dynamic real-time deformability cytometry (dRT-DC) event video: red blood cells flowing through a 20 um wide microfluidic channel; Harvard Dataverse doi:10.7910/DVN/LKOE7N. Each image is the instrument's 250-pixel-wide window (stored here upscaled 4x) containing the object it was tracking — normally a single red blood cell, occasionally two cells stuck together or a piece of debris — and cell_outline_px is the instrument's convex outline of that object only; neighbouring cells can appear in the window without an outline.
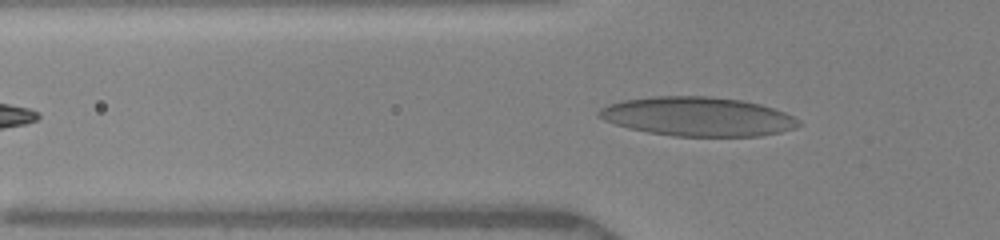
{"species": "human", "species_latin": "Homo sapiens", "temperature_condition": "warm", "stored_images_in_passage": 21, "camera_frame_rate_fps": 3000, "um_per_image_px": 0.085, "donor": {"sex": "female"}, "frame": {"image": 1, "passage_image": 5, "time_ms": 1.667, "image_size_px": [1000, 240], "cell_outline_px": [[804, 124], [796, 128], [780, 132], [760, 136], [676, 136], [648, 132], [628, 128], [604, 120], [596, 116], [596, 112], [600, 108], [608, 104], [624, 100], [652, 96], [712, 96], [740, 100], [760, 104], [784, 112], [800, 120]], "centroid_in_image_um": [59.31, 9.9], "position_along_channel_um": 66.5, "area_um2": 45.66}}
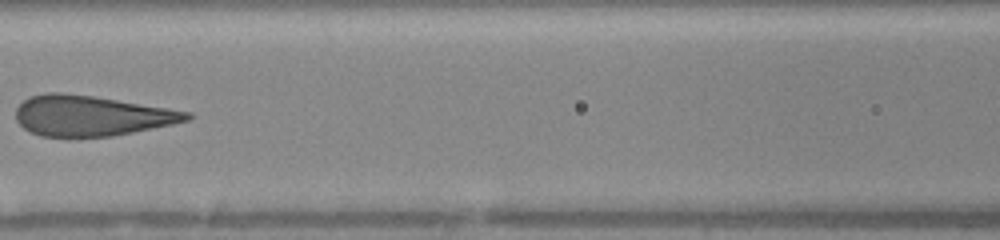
{"frame": {"image": 2, "passage_image": 8, "time_ms": 4.0, "image_size_px": [1000, 240], "cell_outline_px": [[192, 116], [188, 120], [172, 124], [112, 136], [72, 140], [68, 140], [40, 136], [24, 128], [16, 120], [16, 108], [28, 96], [48, 92], [64, 92], [92, 96], [168, 108], [192, 112]], "centroid_in_image_um": [7.69, 9.87], "position_along_channel_um": 158.9, "area_um2": 40.98}}
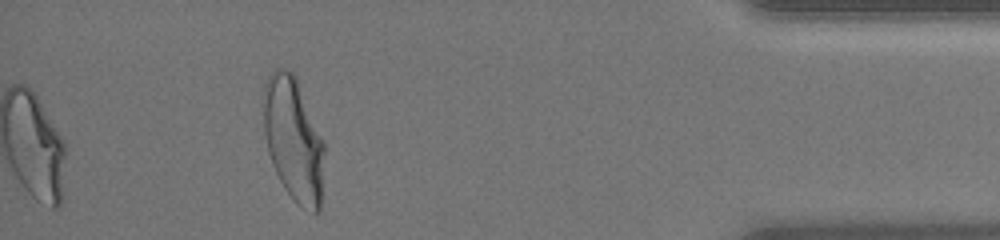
{"frame": {"image": 3, "passage_image": 21, "time_ms": 11.333, "image_size_px": [1000, 240], "cell_outline_px": [[324, 152], [320, 208], [316, 212], [312, 212], [300, 208], [292, 200], [284, 188], [272, 164], [268, 152], [264, 132], [260, 100], [264, 84], [268, 76], [276, 68], [284, 68], [292, 72], [296, 76], [324, 140]], "centroid_in_image_um": [24.91, 11.8], "position_along_channel_um": 410.3, "area_um2": 44.8}, "authors_computed_cell_mechanics": {"area_um2": 41.6738, "velocity_mm_per_s": 4.0173, "shape_relaxation_time_tau1_ms": 4.1546, "shape_relaxation_time_tau2_ms": null, "deformation_change_tau1": 0.1801, "deformation_change_tau2": null}}